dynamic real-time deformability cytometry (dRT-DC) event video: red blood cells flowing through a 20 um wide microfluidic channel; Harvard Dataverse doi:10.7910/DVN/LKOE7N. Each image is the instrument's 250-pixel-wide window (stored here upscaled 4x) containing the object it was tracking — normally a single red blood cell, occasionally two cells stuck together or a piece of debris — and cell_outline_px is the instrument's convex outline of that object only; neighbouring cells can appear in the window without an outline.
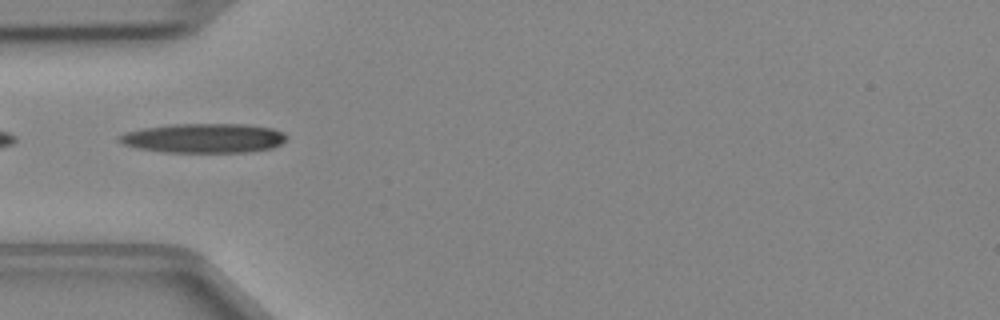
{"species": "Egyptian fruit bat (a non-hibernating species)", "species_latin": "Rousettus aegyptiacus", "temperature_condition": "cold", "stored_images_in_passage": 17, "camera_frame_rate_fps": 3000, "um_per_image_px": 0.085, "animal": {"sex": "female"}, "frame": {"image": 1, "passage_image": 14, "time_ms": 4.333, "image_size_px": [1000, 320], "cell_outline_px": [[288, 140], [272, 148], [252, 152], [164, 152], [136, 148], [124, 144], [116, 140], [116, 136], [124, 132], [144, 128], [168, 124], [244, 124], [272, 128], [284, 132], [288, 136]], "centroid_in_image_um": [17.32, 11.74], "position_along_channel_um": 67.7, "area_um2": 29.07}}